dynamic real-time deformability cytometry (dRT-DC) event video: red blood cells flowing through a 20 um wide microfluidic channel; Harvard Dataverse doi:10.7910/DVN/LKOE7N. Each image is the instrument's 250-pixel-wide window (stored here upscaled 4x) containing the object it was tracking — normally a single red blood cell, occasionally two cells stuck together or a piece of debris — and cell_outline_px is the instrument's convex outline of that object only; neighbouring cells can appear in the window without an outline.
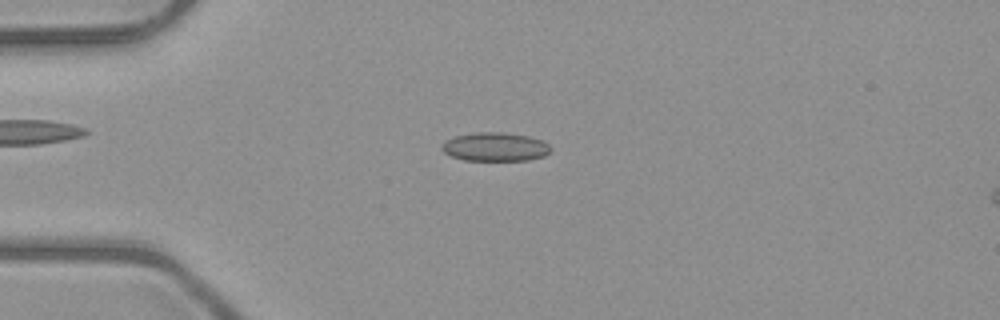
{"species": "common noctule bat (a hibernating species)", "species_latin": "Nyctalus noctula", "temperature_condition": "room temperature", "stored_images_in_passage": 51, "camera_frame_rate_fps": 3000, "um_per_image_px": 0.085, "animal": {"sex": "male", "body_mass_g": 23.1, "forearm_length_mm": 52.7}, "frame": {"image": 1, "passage_image": 13, "time_ms": 4.0, "image_size_px": [1000, 320], "cell_outline_px": [[552, 152], [544, 156], [528, 160], [464, 160], [452, 156], [444, 152], [440, 148], [444, 140], [456, 136], [476, 132], [500, 132], [528, 136], [544, 140], [552, 148]], "centroid_in_image_um": [42.11, 12.48], "position_along_channel_um": 42.9, "area_um2": 18.32}}
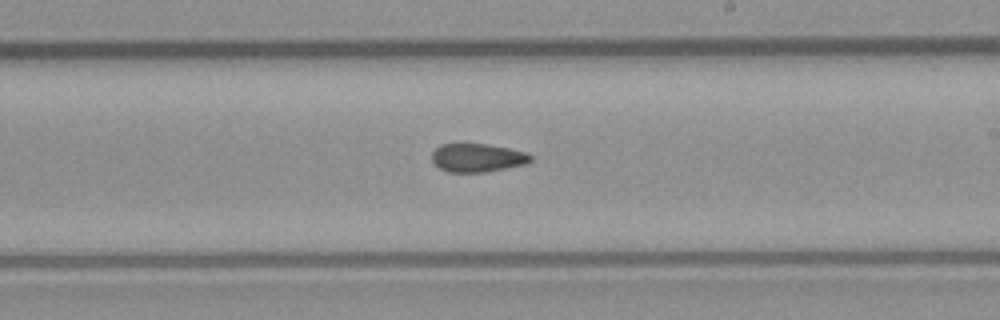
{"frame": {"image": 2, "passage_image": 30, "time_ms": 9.667, "image_size_px": [1000, 320], "cell_outline_px": [[532, 160], [528, 164], [484, 172], [448, 172], [440, 168], [432, 160], [432, 152], [440, 144], [484, 144], [508, 148], [524, 152], [532, 156]], "centroid_in_image_um": [40.58, 13.41], "position_along_channel_um": 248.4, "area_um2": 16.24}}
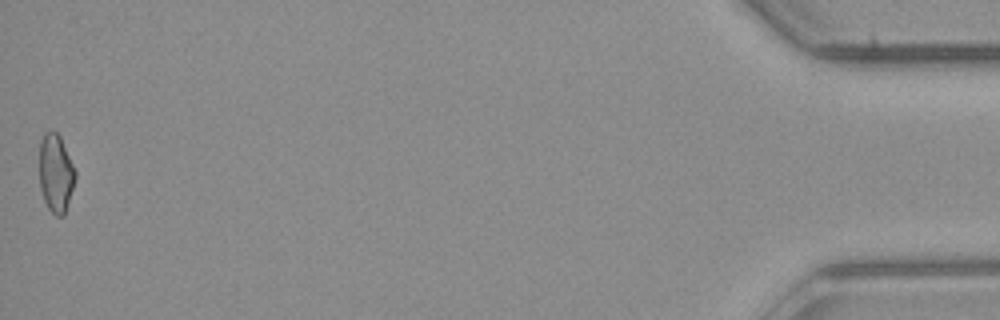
{"frame": {"image": 3, "passage_image": 51, "time_ms": 16.667, "image_size_px": [1000, 320], "cell_outline_px": [[76, 176], [64, 216], [56, 216], [48, 208], [44, 200], [40, 188], [40, 140], [44, 132], [56, 132], [60, 136], [76, 172]], "centroid_in_image_um": [4.73, 14.73], "position_along_channel_um": 430.5, "area_um2": 16.18}, "authors_computed_cell_mechanics": {"area_um2": 17.1088, "velocity_mm_per_s": 4.0422, "shape_relaxation_time_tau1_ms": null, "shape_relaxation_time_tau2_ms": 2.8343, "deformation_change_tau1": null, "deformation_change_tau2": 0.093}}